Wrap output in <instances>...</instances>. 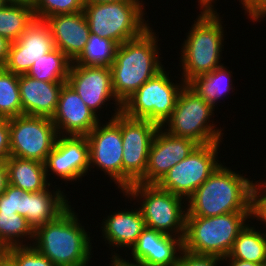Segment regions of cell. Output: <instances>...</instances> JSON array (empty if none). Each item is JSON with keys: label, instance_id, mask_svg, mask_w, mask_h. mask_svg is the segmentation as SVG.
<instances>
[{"label": "cell", "instance_id": "obj_1", "mask_svg": "<svg viewBox=\"0 0 266 266\" xmlns=\"http://www.w3.org/2000/svg\"><path fill=\"white\" fill-rule=\"evenodd\" d=\"M73 209L70 205L55 220L34 231L32 246L56 266H89L92 263L91 233L86 231Z\"/></svg>", "mask_w": 266, "mask_h": 266}, {"label": "cell", "instance_id": "obj_2", "mask_svg": "<svg viewBox=\"0 0 266 266\" xmlns=\"http://www.w3.org/2000/svg\"><path fill=\"white\" fill-rule=\"evenodd\" d=\"M222 163L187 199L186 217L250 213L253 180Z\"/></svg>", "mask_w": 266, "mask_h": 266}, {"label": "cell", "instance_id": "obj_3", "mask_svg": "<svg viewBox=\"0 0 266 266\" xmlns=\"http://www.w3.org/2000/svg\"><path fill=\"white\" fill-rule=\"evenodd\" d=\"M157 36L150 27L141 36L118 45L110 69L113 91L121 103L164 68Z\"/></svg>", "mask_w": 266, "mask_h": 266}, {"label": "cell", "instance_id": "obj_4", "mask_svg": "<svg viewBox=\"0 0 266 266\" xmlns=\"http://www.w3.org/2000/svg\"><path fill=\"white\" fill-rule=\"evenodd\" d=\"M219 14L217 11H200L186 33L179 57L180 79L185 84L224 65L220 59H223L225 27Z\"/></svg>", "mask_w": 266, "mask_h": 266}, {"label": "cell", "instance_id": "obj_5", "mask_svg": "<svg viewBox=\"0 0 266 266\" xmlns=\"http://www.w3.org/2000/svg\"><path fill=\"white\" fill-rule=\"evenodd\" d=\"M247 221H251L250 213L186 217L183 249L194 254L227 257Z\"/></svg>", "mask_w": 266, "mask_h": 266}, {"label": "cell", "instance_id": "obj_6", "mask_svg": "<svg viewBox=\"0 0 266 266\" xmlns=\"http://www.w3.org/2000/svg\"><path fill=\"white\" fill-rule=\"evenodd\" d=\"M131 201L140 203V211L146 227L164 234L184 238L187 215V200L161 189L157 184L134 183L125 192ZM140 201V202H139ZM185 202V203H184ZM185 206H184V205Z\"/></svg>", "mask_w": 266, "mask_h": 266}, {"label": "cell", "instance_id": "obj_7", "mask_svg": "<svg viewBox=\"0 0 266 266\" xmlns=\"http://www.w3.org/2000/svg\"><path fill=\"white\" fill-rule=\"evenodd\" d=\"M214 111L210 103L189 84H185L177 97L174 110L161 127L171 135L189 138L198 145L222 142L223 129L217 128L214 119L210 120L214 117Z\"/></svg>", "mask_w": 266, "mask_h": 266}, {"label": "cell", "instance_id": "obj_8", "mask_svg": "<svg viewBox=\"0 0 266 266\" xmlns=\"http://www.w3.org/2000/svg\"><path fill=\"white\" fill-rule=\"evenodd\" d=\"M143 1L85 4L90 34L115 41L118 45L141 36L150 28L145 20Z\"/></svg>", "mask_w": 266, "mask_h": 266}, {"label": "cell", "instance_id": "obj_9", "mask_svg": "<svg viewBox=\"0 0 266 266\" xmlns=\"http://www.w3.org/2000/svg\"><path fill=\"white\" fill-rule=\"evenodd\" d=\"M166 69L164 67L122 103L121 112L125 116L148 120L160 127L165 123L185 85L183 80L174 83Z\"/></svg>", "mask_w": 266, "mask_h": 266}, {"label": "cell", "instance_id": "obj_10", "mask_svg": "<svg viewBox=\"0 0 266 266\" xmlns=\"http://www.w3.org/2000/svg\"><path fill=\"white\" fill-rule=\"evenodd\" d=\"M220 144L198 145L185 159L175 164L157 185L187 200L221 164L218 158Z\"/></svg>", "mask_w": 266, "mask_h": 266}, {"label": "cell", "instance_id": "obj_11", "mask_svg": "<svg viewBox=\"0 0 266 266\" xmlns=\"http://www.w3.org/2000/svg\"><path fill=\"white\" fill-rule=\"evenodd\" d=\"M10 156L45 163L58 133L51 118L20 115L9 119Z\"/></svg>", "mask_w": 266, "mask_h": 266}, {"label": "cell", "instance_id": "obj_12", "mask_svg": "<svg viewBox=\"0 0 266 266\" xmlns=\"http://www.w3.org/2000/svg\"><path fill=\"white\" fill-rule=\"evenodd\" d=\"M160 126L142 119H132L121 112L122 192L145 174L149 150Z\"/></svg>", "mask_w": 266, "mask_h": 266}, {"label": "cell", "instance_id": "obj_13", "mask_svg": "<svg viewBox=\"0 0 266 266\" xmlns=\"http://www.w3.org/2000/svg\"><path fill=\"white\" fill-rule=\"evenodd\" d=\"M86 137L89 145V171L100 169L122 192L121 112L111 113L108 122L103 124L100 121Z\"/></svg>", "mask_w": 266, "mask_h": 266}, {"label": "cell", "instance_id": "obj_14", "mask_svg": "<svg viewBox=\"0 0 266 266\" xmlns=\"http://www.w3.org/2000/svg\"><path fill=\"white\" fill-rule=\"evenodd\" d=\"M67 84L77 92L84 103L101 120L102 115L100 112L105 105V109H107L108 104H114L116 107L113 111L121 112L122 103L114 94L112 72L109 67L82 66L72 62L68 73ZM111 100L115 103L110 102Z\"/></svg>", "mask_w": 266, "mask_h": 266}, {"label": "cell", "instance_id": "obj_15", "mask_svg": "<svg viewBox=\"0 0 266 266\" xmlns=\"http://www.w3.org/2000/svg\"><path fill=\"white\" fill-rule=\"evenodd\" d=\"M89 170V145L86 136L58 135L52 151L45 161V171L55 174L59 179L68 183L82 179ZM51 172V174H50Z\"/></svg>", "mask_w": 266, "mask_h": 266}, {"label": "cell", "instance_id": "obj_16", "mask_svg": "<svg viewBox=\"0 0 266 266\" xmlns=\"http://www.w3.org/2000/svg\"><path fill=\"white\" fill-rule=\"evenodd\" d=\"M197 146L195 141L171 135L159 127L149 150L145 174L137 183L157 184L175 164L185 159Z\"/></svg>", "mask_w": 266, "mask_h": 266}, {"label": "cell", "instance_id": "obj_17", "mask_svg": "<svg viewBox=\"0 0 266 266\" xmlns=\"http://www.w3.org/2000/svg\"><path fill=\"white\" fill-rule=\"evenodd\" d=\"M55 48L50 27L44 20L35 21L12 42L4 68L17 75L26 74L35 61Z\"/></svg>", "mask_w": 266, "mask_h": 266}, {"label": "cell", "instance_id": "obj_18", "mask_svg": "<svg viewBox=\"0 0 266 266\" xmlns=\"http://www.w3.org/2000/svg\"><path fill=\"white\" fill-rule=\"evenodd\" d=\"M51 120L58 135L62 136H87L100 122V118L67 83L61 88L57 108Z\"/></svg>", "mask_w": 266, "mask_h": 266}, {"label": "cell", "instance_id": "obj_19", "mask_svg": "<svg viewBox=\"0 0 266 266\" xmlns=\"http://www.w3.org/2000/svg\"><path fill=\"white\" fill-rule=\"evenodd\" d=\"M130 250L133 261L147 266H174L183 251V239L146 227Z\"/></svg>", "mask_w": 266, "mask_h": 266}, {"label": "cell", "instance_id": "obj_20", "mask_svg": "<svg viewBox=\"0 0 266 266\" xmlns=\"http://www.w3.org/2000/svg\"><path fill=\"white\" fill-rule=\"evenodd\" d=\"M44 21L50 27L54 46L73 62L84 50L90 36L84 12L57 14Z\"/></svg>", "mask_w": 266, "mask_h": 266}, {"label": "cell", "instance_id": "obj_21", "mask_svg": "<svg viewBox=\"0 0 266 266\" xmlns=\"http://www.w3.org/2000/svg\"><path fill=\"white\" fill-rule=\"evenodd\" d=\"M120 209L121 211L117 210L114 213L112 211L110 215L108 214L107 217L103 218L101 222L102 226L100 227L103 241L109 245V249L113 247L111 256L113 254L118 255V253H115L118 250L125 248L130 250L146 228L145 221L138 206L134 209L132 207L129 210Z\"/></svg>", "mask_w": 266, "mask_h": 266}, {"label": "cell", "instance_id": "obj_22", "mask_svg": "<svg viewBox=\"0 0 266 266\" xmlns=\"http://www.w3.org/2000/svg\"><path fill=\"white\" fill-rule=\"evenodd\" d=\"M65 83L67 82H46L26 74L19 75L22 115L52 118Z\"/></svg>", "mask_w": 266, "mask_h": 266}, {"label": "cell", "instance_id": "obj_23", "mask_svg": "<svg viewBox=\"0 0 266 266\" xmlns=\"http://www.w3.org/2000/svg\"><path fill=\"white\" fill-rule=\"evenodd\" d=\"M50 187L55 186L51 184L40 192H25V218L34 230L55 220L70 206L67 194L65 195L60 187L53 190Z\"/></svg>", "mask_w": 266, "mask_h": 266}, {"label": "cell", "instance_id": "obj_24", "mask_svg": "<svg viewBox=\"0 0 266 266\" xmlns=\"http://www.w3.org/2000/svg\"><path fill=\"white\" fill-rule=\"evenodd\" d=\"M5 164L8 184L21 188L24 192H40L52 184L47 179L43 162L9 156Z\"/></svg>", "mask_w": 266, "mask_h": 266}, {"label": "cell", "instance_id": "obj_25", "mask_svg": "<svg viewBox=\"0 0 266 266\" xmlns=\"http://www.w3.org/2000/svg\"><path fill=\"white\" fill-rule=\"evenodd\" d=\"M251 221L240 231L233 248L227 257L222 259H239L252 263H266V233Z\"/></svg>", "mask_w": 266, "mask_h": 266}, {"label": "cell", "instance_id": "obj_26", "mask_svg": "<svg viewBox=\"0 0 266 266\" xmlns=\"http://www.w3.org/2000/svg\"><path fill=\"white\" fill-rule=\"evenodd\" d=\"M231 73L227 66L222 65L206 75L195 78L189 85L215 108L220 100L235 90Z\"/></svg>", "mask_w": 266, "mask_h": 266}, {"label": "cell", "instance_id": "obj_27", "mask_svg": "<svg viewBox=\"0 0 266 266\" xmlns=\"http://www.w3.org/2000/svg\"><path fill=\"white\" fill-rule=\"evenodd\" d=\"M71 63L72 61L55 47L35 61L26 75L46 82H67Z\"/></svg>", "mask_w": 266, "mask_h": 266}, {"label": "cell", "instance_id": "obj_28", "mask_svg": "<svg viewBox=\"0 0 266 266\" xmlns=\"http://www.w3.org/2000/svg\"><path fill=\"white\" fill-rule=\"evenodd\" d=\"M35 19L32 8L7 3L0 9V35L15 42Z\"/></svg>", "mask_w": 266, "mask_h": 266}, {"label": "cell", "instance_id": "obj_29", "mask_svg": "<svg viewBox=\"0 0 266 266\" xmlns=\"http://www.w3.org/2000/svg\"><path fill=\"white\" fill-rule=\"evenodd\" d=\"M34 231L25 217L17 213L13 214V212L0 211V241L8 248L26 246V244L31 246L34 240ZM26 238L30 240V244Z\"/></svg>", "mask_w": 266, "mask_h": 266}, {"label": "cell", "instance_id": "obj_30", "mask_svg": "<svg viewBox=\"0 0 266 266\" xmlns=\"http://www.w3.org/2000/svg\"><path fill=\"white\" fill-rule=\"evenodd\" d=\"M118 44L110 39L90 34L82 53L73 61L77 65L111 67Z\"/></svg>", "mask_w": 266, "mask_h": 266}, {"label": "cell", "instance_id": "obj_31", "mask_svg": "<svg viewBox=\"0 0 266 266\" xmlns=\"http://www.w3.org/2000/svg\"><path fill=\"white\" fill-rule=\"evenodd\" d=\"M20 115L19 75L0 67V117L10 119Z\"/></svg>", "mask_w": 266, "mask_h": 266}, {"label": "cell", "instance_id": "obj_32", "mask_svg": "<svg viewBox=\"0 0 266 266\" xmlns=\"http://www.w3.org/2000/svg\"><path fill=\"white\" fill-rule=\"evenodd\" d=\"M84 0H37L34 15L38 20L57 14H73L83 11Z\"/></svg>", "mask_w": 266, "mask_h": 266}, {"label": "cell", "instance_id": "obj_33", "mask_svg": "<svg viewBox=\"0 0 266 266\" xmlns=\"http://www.w3.org/2000/svg\"><path fill=\"white\" fill-rule=\"evenodd\" d=\"M8 258L15 266H56L32 245L9 247Z\"/></svg>", "mask_w": 266, "mask_h": 266}, {"label": "cell", "instance_id": "obj_34", "mask_svg": "<svg viewBox=\"0 0 266 266\" xmlns=\"http://www.w3.org/2000/svg\"><path fill=\"white\" fill-rule=\"evenodd\" d=\"M0 211L13 212L25 217V192L18 187L8 184L0 195Z\"/></svg>", "mask_w": 266, "mask_h": 266}, {"label": "cell", "instance_id": "obj_35", "mask_svg": "<svg viewBox=\"0 0 266 266\" xmlns=\"http://www.w3.org/2000/svg\"><path fill=\"white\" fill-rule=\"evenodd\" d=\"M250 218L264 224L263 228L266 227V187L260 180L253 181L251 187ZM263 231L266 233V229Z\"/></svg>", "mask_w": 266, "mask_h": 266}, {"label": "cell", "instance_id": "obj_36", "mask_svg": "<svg viewBox=\"0 0 266 266\" xmlns=\"http://www.w3.org/2000/svg\"><path fill=\"white\" fill-rule=\"evenodd\" d=\"M222 262L220 257L194 254L183 249L174 266H218Z\"/></svg>", "mask_w": 266, "mask_h": 266}, {"label": "cell", "instance_id": "obj_37", "mask_svg": "<svg viewBox=\"0 0 266 266\" xmlns=\"http://www.w3.org/2000/svg\"><path fill=\"white\" fill-rule=\"evenodd\" d=\"M243 6L242 10H245V15L253 22H261L262 19H266V0H238Z\"/></svg>", "mask_w": 266, "mask_h": 266}, {"label": "cell", "instance_id": "obj_38", "mask_svg": "<svg viewBox=\"0 0 266 266\" xmlns=\"http://www.w3.org/2000/svg\"><path fill=\"white\" fill-rule=\"evenodd\" d=\"M10 156L9 119L0 117V163Z\"/></svg>", "mask_w": 266, "mask_h": 266}, {"label": "cell", "instance_id": "obj_39", "mask_svg": "<svg viewBox=\"0 0 266 266\" xmlns=\"http://www.w3.org/2000/svg\"><path fill=\"white\" fill-rule=\"evenodd\" d=\"M11 43L7 38L0 35V67H4L7 62Z\"/></svg>", "mask_w": 266, "mask_h": 266}, {"label": "cell", "instance_id": "obj_40", "mask_svg": "<svg viewBox=\"0 0 266 266\" xmlns=\"http://www.w3.org/2000/svg\"><path fill=\"white\" fill-rule=\"evenodd\" d=\"M120 255L121 254L111 256V263H109V266H147L146 264L137 261L129 262V259L126 260V258H123Z\"/></svg>", "mask_w": 266, "mask_h": 266}, {"label": "cell", "instance_id": "obj_41", "mask_svg": "<svg viewBox=\"0 0 266 266\" xmlns=\"http://www.w3.org/2000/svg\"><path fill=\"white\" fill-rule=\"evenodd\" d=\"M8 185V170L5 162L0 163V195L6 190Z\"/></svg>", "mask_w": 266, "mask_h": 266}, {"label": "cell", "instance_id": "obj_42", "mask_svg": "<svg viewBox=\"0 0 266 266\" xmlns=\"http://www.w3.org/2000/svg\"><path fill=\"white\" fill-rule=\"evenodd\" d=\"M222 261H227V266H264L266 263H252L249 261H243L239 259H222ZM229 264V265H228Z\"/></svg>", "mask_w": 266, "mask_h": 266}, {"label": "cell", "instance_id": "obj_43", "mask_svg": "<svg viewBox=\"0 0 266 266\" xmlns=\"http://www.w3.org/2000/svg\"><path fill=\"white\" fill-rule=\"evenodd\" d=\"M217 0H198V6L200 7L199 9L202 11H217V9H215V5H213L214 3L216 4Z\"/></svg>", "mask_w": 266, "mask_h": 266}, {"label": "cell", "instance_id": "obj_44", "mask_svg": "<svg viewBox=\"0 0 266 266\" xmlns=\"http://www.w3.org/2000/svg\"><path fill=\"white\" fill-rule=\"evenodd\" d=\"M8 4H13V5H24L29 8L34 9L36 6V1L37 0H6Z\"/></svg>", "mask_w": 266, "mask_h": 266}, {"label": "cell", "instance_id": "obj_45", "mask_svg": "<svg viewBox=\"0 0 266 266\" xmlns=\"http://www.w3.org/2000/svg\"><path fill=\"white\" fill-rule=\"evenodd\" d=\"M8 257V247L0 241V263Z\"/></svg>", "mask_w": 266, "mask_h": 266}, {"label": "cell", "instance_id": "obj_46", "mask_svg": "<svg viewBox=\"0 0 266 266\" xmlns=\"http://www.w3.org/2000/svg\"><path fill=\"white\" fill-rule=\"evenodd\" d=\"M120 1H142V0H84L85 4L120 2Z\"/></svg>", "mask_w": 266, "mask_h": 266}, {"label": "cell", "instance_id": "obj_47", "mask_svg": "<svg viewBox=\"0 0 266 266\" xmlns=\"http://www.w3.org/2000/svg\"><path fill=\"white\" fill-rule=\"evenodd\" d=\"M0 266H15L14 263L7 257L2 263H0Z\"/></svg>", "mask_w": 266, "mask_h": 266}, {"label": "cell", "instance_id": "obj_48", "mask_svg": "<svg viewBox=\"0 0 266 266\" xmlns=\"http://www.w3.org/2000/svg\"><path fill=\"white\" fill-rule=\"evenodd\" d=\"M7 4L6 0H0V9Z\"/></svg>", "mask_w": 266, "mask_h": 266}, {"label": "cell", "instance_id": "obj_49", "mask_svg": "<svg viewBox=\"0 0 266 266\" xmlns=\"http://www.w3.org/2000/svg\"><path fill=\"white\" fill-rule=\"evenodd\" d=\"M260 182L266 187V180L265 181L264 180L263 181L261 180Z\"/></svg>", "mask_w": 266, "mask_h": 266}]
</instances>
